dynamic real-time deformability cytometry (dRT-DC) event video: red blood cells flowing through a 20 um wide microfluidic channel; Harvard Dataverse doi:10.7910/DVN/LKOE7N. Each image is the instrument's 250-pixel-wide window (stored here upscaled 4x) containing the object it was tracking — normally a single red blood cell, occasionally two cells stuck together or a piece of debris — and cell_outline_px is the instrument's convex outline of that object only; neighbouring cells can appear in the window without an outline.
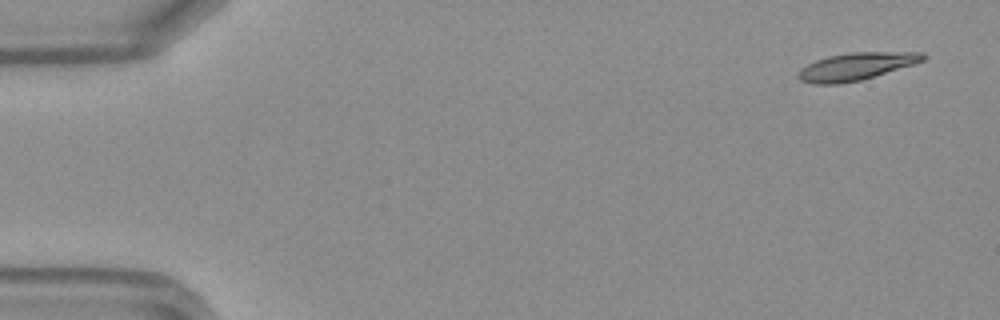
{"species": "Egyptian fruit bat (a non-hibernating species)", "species_latin": "Rousettus aegyptiacus", "temperature_condition": "warm", "stored_images_in_passage": 47, "camera_frame_rate_fps": 3000, "um_per_image_px": 0.085, "frame": {"image": 1, "passage_image": 1, "time_ms": 0.0, "image_size_px": [1000, 320], "cell_outline_px": [[928, 56], [924, 60], [916, 64], [860, 80], [840, 84], [812, 84], [800, 80], [796, 76], [796, 72], [800, 68], [816, 60], [828, 56], [852, 52], [924, 52]], "centroid_in_image_um": [72.77, 5.65], "position_along_channel_um": 12.2, "area_um2": 20.17}}
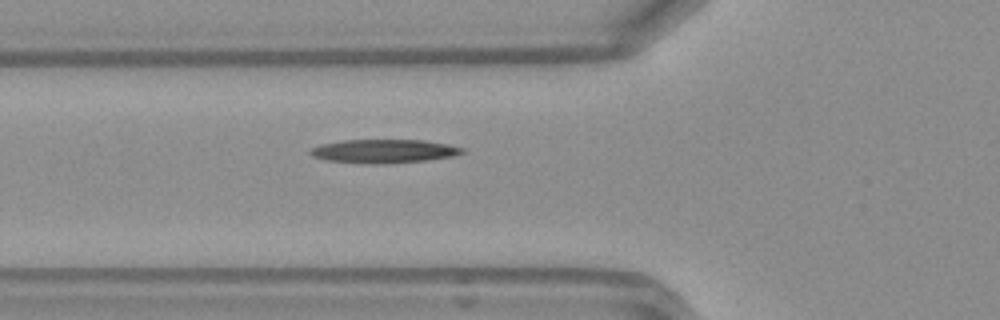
{"frame": {"image": 2, "passage_image": 16, "time_ms": 5.0, "image_size_px": [1000, 320], "cell_outline_px": [[464, 152], [452, 156], [428, 160], [388, 164], [372, 164], [324, 160], [312, 156], [308, 152], [312, 148], [320, 144], [344, 140], [424, 140], [448, 144], [464, 148]], "centroid_in_image_um": [32.61, 12.85], "position_along_channel_um": 93.2, "area_um2": 21.04}}
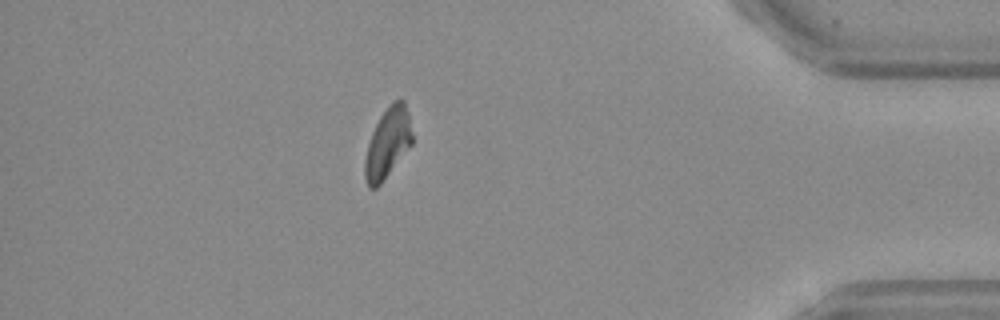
{"frame": {"image": 3, "passage_image": 41, "time_ms": 13.333, "image_size_px": [1000, 320], "cell_outline_px": [[412, 144], [380, 184], [376, 188], [368, 188], [364, 176], [364, 160], [368, 144], [372, 132], [380, 116], [388, 104], [400, 96], [404, 100], [408, 112], [412, 132]], "centroid_in_image_um": [32.95, 12.12], "position_along_channel_um": 402.3, "area_um2": 19.42}, "authors_computed_cell_mechanics": {"area_um2": 19.8832, "velocity_mm_per_s": 4.1887, "shape_relaxation_time_tau1_ms": 6.2891, "shape_relaxation_time_tau2_ms": null, "deformation_change_tau1": 0.2522, "deformation_change_tau2": null}}